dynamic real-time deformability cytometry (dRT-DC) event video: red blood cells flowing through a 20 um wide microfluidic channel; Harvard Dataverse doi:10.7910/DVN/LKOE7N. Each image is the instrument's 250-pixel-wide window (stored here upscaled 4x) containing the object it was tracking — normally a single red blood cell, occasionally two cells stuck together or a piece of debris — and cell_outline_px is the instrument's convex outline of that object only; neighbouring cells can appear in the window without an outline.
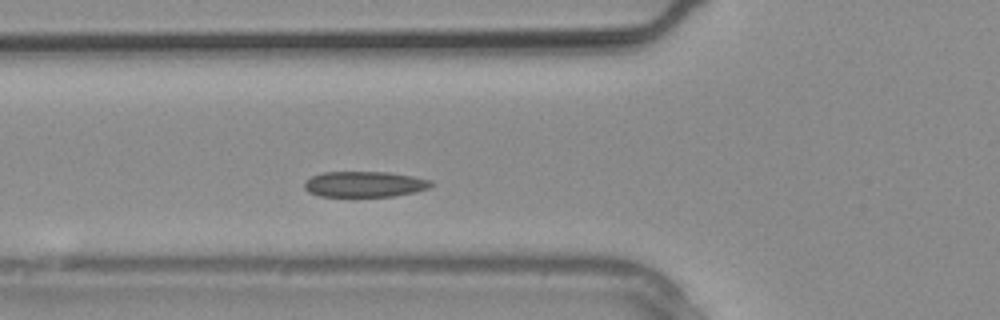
{"species": "common noctule bat (a hibernating species)", "species_latin": "Nyctalus noctula", "temperature_condition": "warm", "stored_images_in_passage": 7, "camera_frame_rate_fps": 3000, "um_per_image_px": 0.085, "animal": {"sex": "male", "body_mass_g": 20.4}, "frame": {"image": 1, "passage_image": 5, "time_ms": 1.333, "image_size_px": [1000, 320], "cell_outline_px": [[436, 184], [428, 188], [416, 192], [392, 196], [320, 196], [308, 192], [304, 188], [304, 184], [312, 176], [324, 172], [388, 172], [412, 176], [432, 180]], "centroid_in_image_um": [31.03, 15.65], "position_along_channel_um": 94.8, "area_um2": 18.96}}